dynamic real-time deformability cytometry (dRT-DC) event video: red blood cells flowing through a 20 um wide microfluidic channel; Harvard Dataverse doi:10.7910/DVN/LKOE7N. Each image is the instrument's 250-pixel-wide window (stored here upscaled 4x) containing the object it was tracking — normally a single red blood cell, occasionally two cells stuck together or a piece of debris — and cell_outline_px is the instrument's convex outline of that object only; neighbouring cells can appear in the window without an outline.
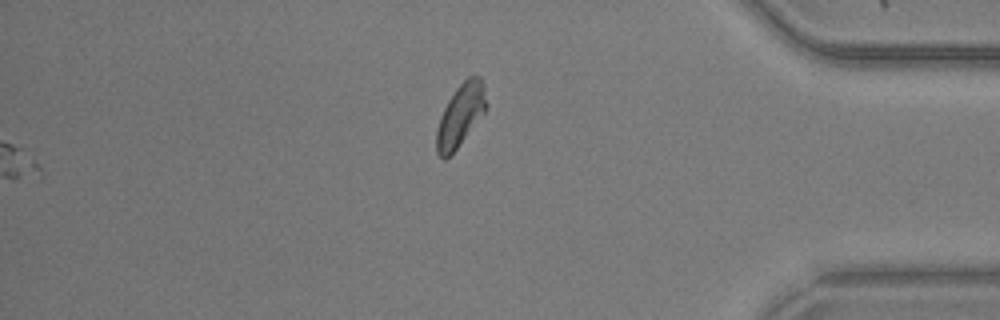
{"species": "common noctule bat (a hibernating species)", "species_latin": "Nyctalus noctula", "temperature_condition": "warm", "stored_images_in_passage": 46, "segment_of_instrument_passage": [2, 2], "camera_frame_rate_fps": 3000, "um_per_image_px": 0.085, "animal": {"sex": "male", "body_mass_g": 20.5, "forearm_length_mm": 52.5}, "frame": {"image": 1, "passage_image": 46, "time_ms": 15.0, "image_size_px": [1000, 320], "cell_outline_px": [[488, 104], [484, 112], [456, 148], [444, 160], [436, 152], [436, 128], [440, 116], [448, 100], [456, 88], [468, 76], [480, 76], [484, 84]], "centroid_in_image_um": [39.14, 9.75], "position_along_channel_um": 396.1, "area_um2": 17.86}}